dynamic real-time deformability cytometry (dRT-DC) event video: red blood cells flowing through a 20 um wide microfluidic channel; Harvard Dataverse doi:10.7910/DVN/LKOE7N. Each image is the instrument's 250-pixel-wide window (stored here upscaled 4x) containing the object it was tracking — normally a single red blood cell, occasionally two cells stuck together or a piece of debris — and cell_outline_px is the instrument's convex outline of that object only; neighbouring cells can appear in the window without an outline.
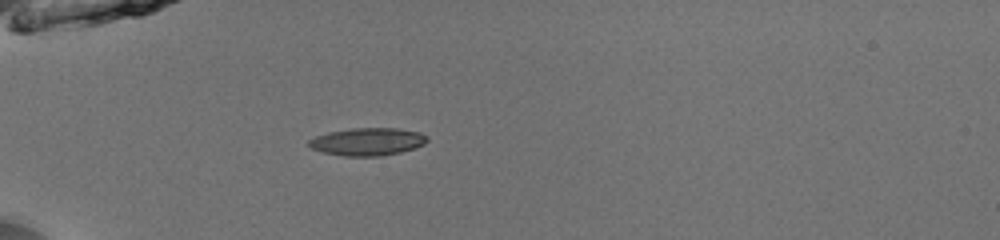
{"species": "common noctule bat (a hibernating species)", "species_latin": "Nyctalus noctula", "temperature_condition": "room temperature", "stored_images_in_passage": 31, "camera_frame_rate_fps": 3000, "um_per_image_px": 0.085, "animal": {"sex": "male", "body_mass_g": 13.0, "forearm_length_mm": 53.1}, "frame": {"image": 1, "passage_image": 1, "time_ms": 0.0, "image_size_px": [1000, 240], "cell_outline_px": [[428, 140], [424, 144], [400, 152], [380, 156], [344, 156], [324, 152], [312, 148], [308, 144], [308, 140], [316, 136], [328, 132], [352, 128], [396, 128], [420, 132], [428, 136]], "centroid_in_image_um": [31.25, 12.03], "position_along_channel_um": 53.8, "area_um2": 18.96}}
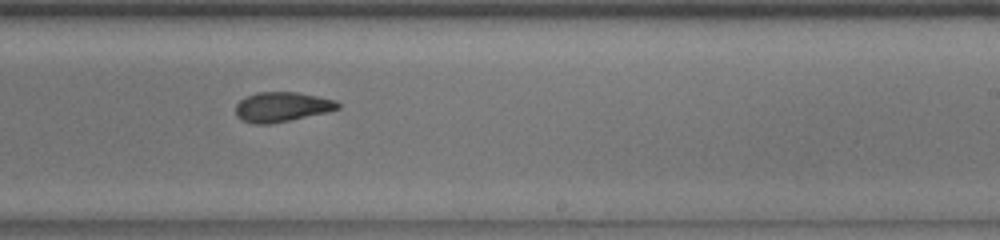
{"frame": {"image": 2, "passage_image": 18, "time_ms": 5.667, "image_size_px": [1000, 240], "cell_outline_px": [[340, 108], [328, 112], [268, 124], [252, 124], [240, 120], [236, 116], [236, 104], [244, 96], [256, 92], [296, 92], [336, 100], [340, 104]], "centroid_in_image_um": [23.92, 9.08], "position_along_channel_um": 265.1, "area_um2": 17.8}}
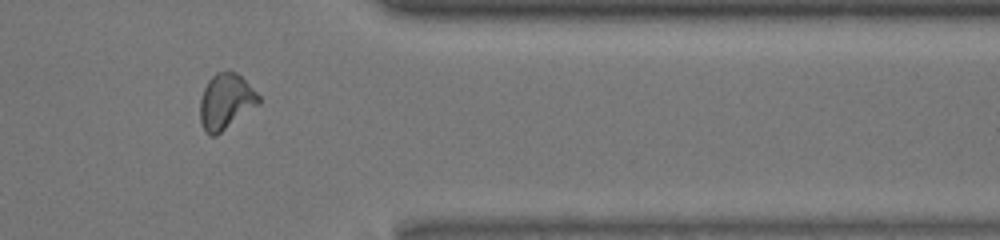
{"frame": {"image": 3, "passage_image": 28, "time_ms": 9.0, "image_size_px": [1000, 240], "cell_outline_px": [[260, 104], [216, 136], [208, 136], [204, 132], [200, 120], [200, 100], [204, 88], [208, 80], [216, 72], [228, 68], [236, 72], [260, 96]], "centroid_in_image_um": [19.18, 8.63], "position_along_channel_um": 392.2, "area_um2": 19.31}, "authors_computed_cell_mechanics": {"area_um2": 18.207, "velocity_mm_per_s": 4.0111, "shape_relaxation_time_tau1_ms": 4.5187, "shape_relaxation_time_tau2_ms": 2.4754, "deformation_change_tau1": 0.151, "deformation_change_tau2": 0.085}}